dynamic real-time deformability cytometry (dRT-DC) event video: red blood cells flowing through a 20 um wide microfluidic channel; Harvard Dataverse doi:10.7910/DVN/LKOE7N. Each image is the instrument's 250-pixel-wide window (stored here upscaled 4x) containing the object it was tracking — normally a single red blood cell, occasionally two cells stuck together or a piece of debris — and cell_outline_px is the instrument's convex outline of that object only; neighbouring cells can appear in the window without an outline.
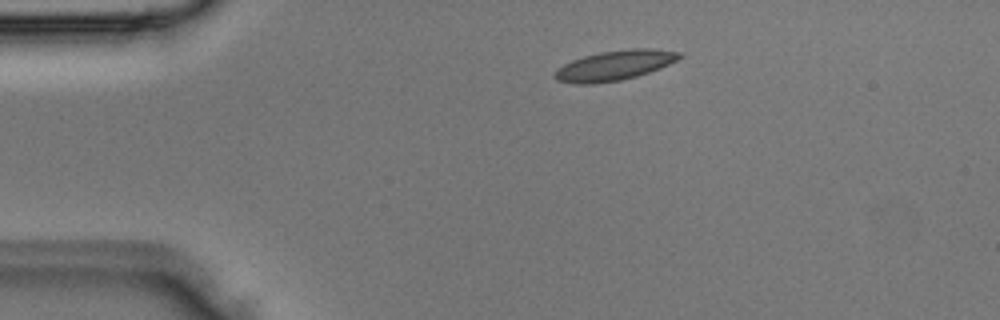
{"species": "Egyptian fruit bat (a non-hibernating species)", "species_latin": "Rousettus aegyptiacus", "temperature_condition": "room temperature", "stored_images_in_passage": 3, "camera_frame_rate_fps": 3000, "um_per_image_px": 0.085, "animal": {"sex": "male"}, "frame": {"image": 1, "passage_image": 1, "time_ms": 0.0, "image_size_px": [1000, 320], "cell_outline_px": [[684, 56], [660, 68], [636, 76], [620, 80], [592, 84], [576, 84], [556, 80], [552, 76], [564, 64], [572, 60], [584, 56], [600, 52], [636, 48], [652, 48], [680, 52]], "centroid_in_image_um": [52.24, 5.56], "position_along_channel_um": 32.8, "area_um2": 21.5}}
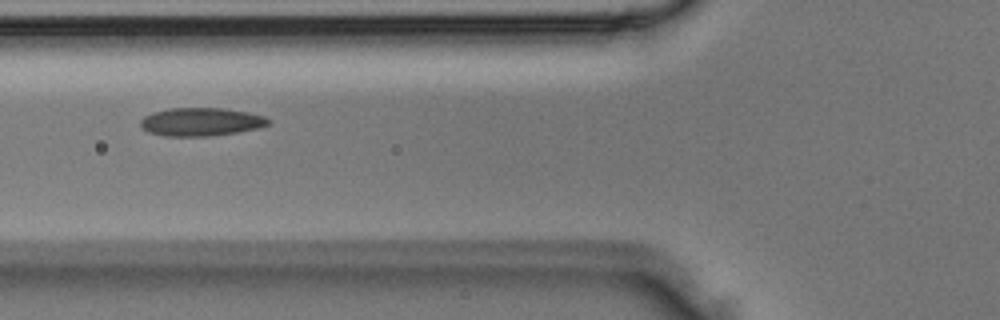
{"frame": {"image": 2, "passage_image": 3, "time_ms": 0.667, "image_size_px": [1000, 320], "cell_outline_px": [[272, 120], [268, 124], [256, 128], [236, 132], [208, 136], [164, 136], [148, 132], [140, 124], [140, 120], [144, 116], [152, 112], [168, 108], [224, 108], [248, 112], [264, 116]], "centroid_in_image_um": [17.06, 10.35], "position_along_channel_um": 108.7, "area_um2": 20.98}}